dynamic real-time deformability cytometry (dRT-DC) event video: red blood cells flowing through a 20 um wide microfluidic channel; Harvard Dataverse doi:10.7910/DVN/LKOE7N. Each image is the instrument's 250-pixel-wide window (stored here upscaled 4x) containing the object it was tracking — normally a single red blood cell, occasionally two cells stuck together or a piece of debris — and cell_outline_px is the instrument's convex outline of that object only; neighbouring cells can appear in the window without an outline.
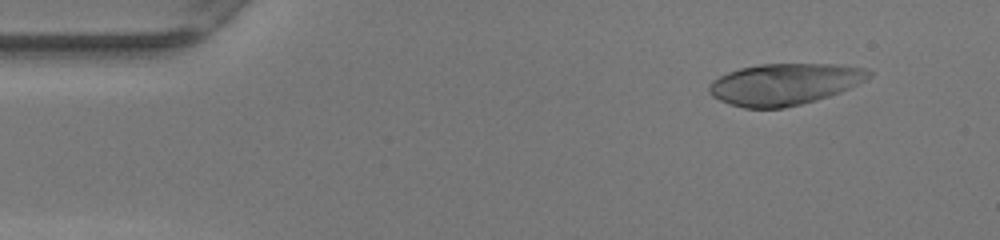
{"species": "human", "species_latin": "Homo sapiens", "temperature_condition": "warm", "stored_images_in_passage": 48, "camera_frame_rate_fps": 3000, "um_per_image_px": 0.085, "donor": {"sex": "female"}, "frame": {"image": 1, "passage_image": 5, "time_ms": 1.333, "image_size_px": [1000, 240], "cell_outline_px": [[872, 76], [840, 92], [816, 100], [784, 108], [744, 108], [720, 100], [712, 96], [708, 92], [708, 88], [712, 80], [728, 72], [740, 68], [760, 64], [836, 64], [864, 68], [872, 72]], "centroid_in_image_um": [66.66, 7.15], "position_along_channel_um": 18.3, "area_um2": 38.38}}
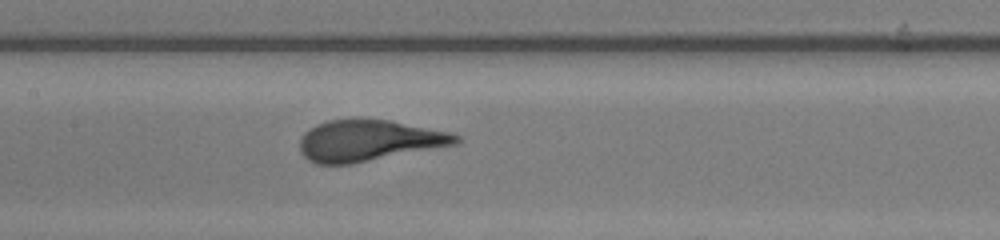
{"frame": {"image": 2, "passage_image": 23, "time_ms": 7.333, "image_size_px": [1000, 240], "cell_outline_px": [[460, 144], [352, 164], [316, 164], [308, 160], [300, 152], [300, 136], [308, 128], [316, 124], [328, 120], [356, 116], [392, 120], [452, 132], [460, 136]], "centroid_in_image_um": [31.36, 11.91], "position_along_channel_um": 176.0, "area_um2": 38.78}}
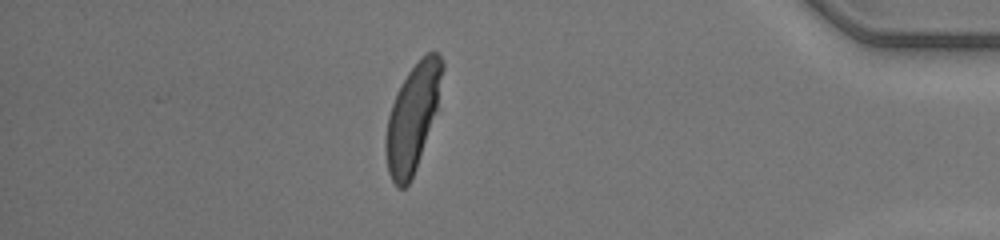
{"frame": {"image": 3, "passage_image": 42, "time_ms": 13.667, "image_size_px": [1000, 240], "cell_outline_px": [[444, 68], [440, 108], [416, 168], [408, 184], [404, 188], [396, 188], [388, 172], [384, 152], [384, 140], [388, 116], [396, 92], [408, 72], [428, 52], [436, 52], [440, 56], [444, 64]], "centroid_in_image_um": [35.1, 10.01], "position_along_channel_um": 400.1, "area_um2": 35.89}, "authors_computed_cell_mechanics": {"area_um2": 37.4833, "velocity_mm_per_s": 4.212, "shape_relaxation_time_tau1_ms": 3.8026, "shape_relaxation_time_tau2_ms": null, "deformation_change_tau1": 0.2249, "deformation_change_tau2": null}}